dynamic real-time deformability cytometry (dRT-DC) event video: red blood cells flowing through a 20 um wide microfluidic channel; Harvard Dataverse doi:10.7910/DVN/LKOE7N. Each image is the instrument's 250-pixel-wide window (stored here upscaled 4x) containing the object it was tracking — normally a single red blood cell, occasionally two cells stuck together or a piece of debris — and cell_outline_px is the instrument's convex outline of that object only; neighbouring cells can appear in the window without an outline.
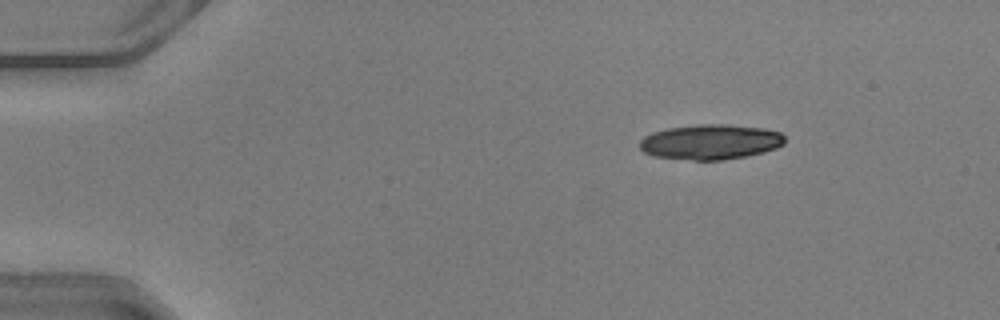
{"species": "common noctule bat (a hibernating species)", "species_latin": "Nyctalus noctula", "temperature_condition": "warm", "stored_images_in_passage": 10, "camera_frame_rate_fps": 3000, "um_per_image_px": 0.085, "animal": {"sex": "male", "body_mass_g": 20.5, "forearm_length_mm": 52.5}, "frame": {"image": 1, "passage_image": 1, "time_ms": 0.0, "image_size_px": [1000, 320], "cell_outline_px": [[784, 144], [776, 148], [764, 152], [724, 160], [692, 160], [652, 156], [644, 152], [640, 148], [640, 140], [644, 136], [652, 132], [668, 128], [696, 124], [728, 124], [764, 128], [780, 132], [784, 136]], "centroid_in_image_um": [60.38, 12.06], "position_along_channel_um": 24.6, "area_um2": 29.82}}